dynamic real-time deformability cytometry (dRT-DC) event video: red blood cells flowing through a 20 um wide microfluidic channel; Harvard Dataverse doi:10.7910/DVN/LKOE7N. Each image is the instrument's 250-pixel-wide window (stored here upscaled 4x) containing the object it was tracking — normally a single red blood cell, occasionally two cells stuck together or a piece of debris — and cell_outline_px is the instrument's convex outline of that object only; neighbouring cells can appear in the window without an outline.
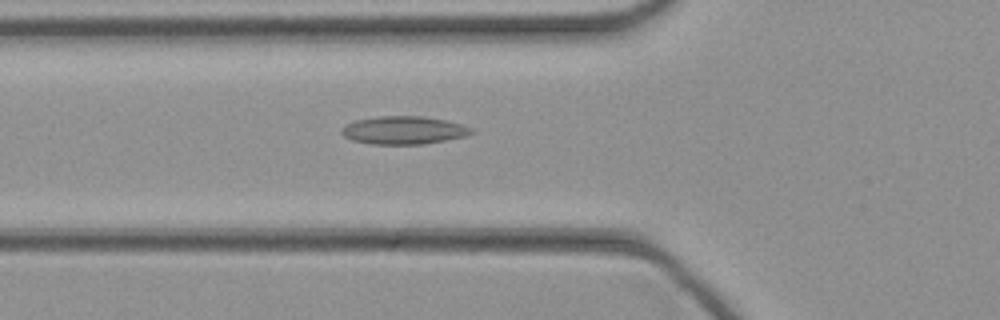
{"species": "common noctule bat (a hibernating species)", "species_latin": "Nyctalus noctula", "temperature_condition": "cold", "stored_images_in_passage": 46, "camera_frame_rate_fps": 3000, "um_per_image_px": 0.085, "animal": {"sex": "female", "body_mass_g": 21.9}, "frame": {"image": 1, "passage_image": 16, "time_ms": 5.0, "image_size_px": [1000, 320], "cell_outline_px": [[476, 132], [464, 136], [424, 144], [372, 144], [352, 140], [344, 136], [340, 132], [340, 128], [344, 124], [356, 120], [376, 116], [420, 116], [444, 120], [464, 124], [476, 128]], "centroid_in_image_um": [34.32, 11.06], "position_along_channel_um": 91.5, "area_um2": 21.39}}
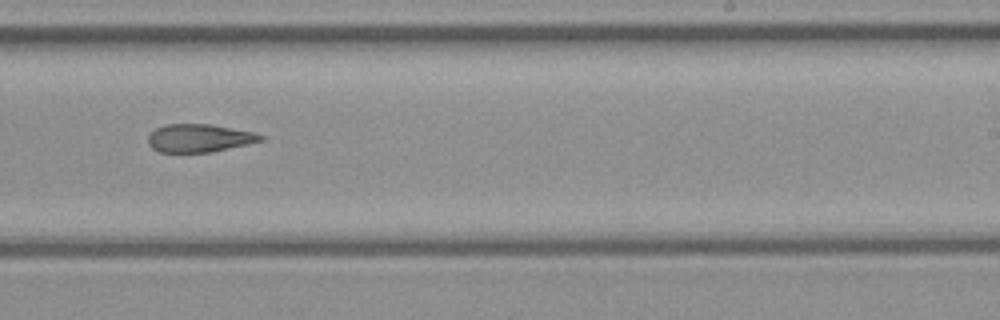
{"frame": {"image": 2, "passage_image": 28, "time_ms": 9.0, "image_size_px": [1000, 320], "cell_outline_px": [[264, 140], [248, 144], [212, 152], [160, 152], [152, 148], [148, 144], [148, 136], [156, 128], [164, 124], [212, 124], [252, 132], [264, 136]], "centroid_in_image_um": [16.93, 11.74], "position_along_channel_um": 272.1, "area_um2": 18.38}}
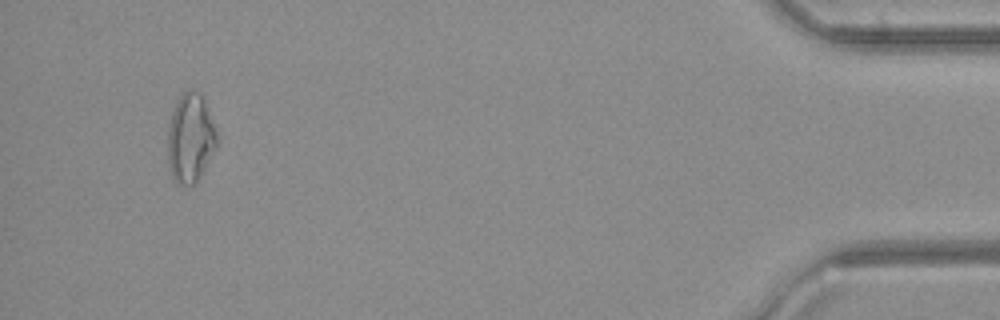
{"frame": {"image": 3, "passage_image": 43, "time_ms": 14.0, "image_size_px": [1000, 320], "cell_outline_px": [[220, 140], [216, 148], [196, 184], [192, 188], [176, 184], [172, 180], [168, 164], [168, 124], [172, 112], [180, 96], [188, 88], [192, 88], [200, 92], [204, 96], [216, 128]], "centroid_in_image_um": [16.2, 11.77], "position_along_channel_um": 419.0, "area_um2": 26.47}}